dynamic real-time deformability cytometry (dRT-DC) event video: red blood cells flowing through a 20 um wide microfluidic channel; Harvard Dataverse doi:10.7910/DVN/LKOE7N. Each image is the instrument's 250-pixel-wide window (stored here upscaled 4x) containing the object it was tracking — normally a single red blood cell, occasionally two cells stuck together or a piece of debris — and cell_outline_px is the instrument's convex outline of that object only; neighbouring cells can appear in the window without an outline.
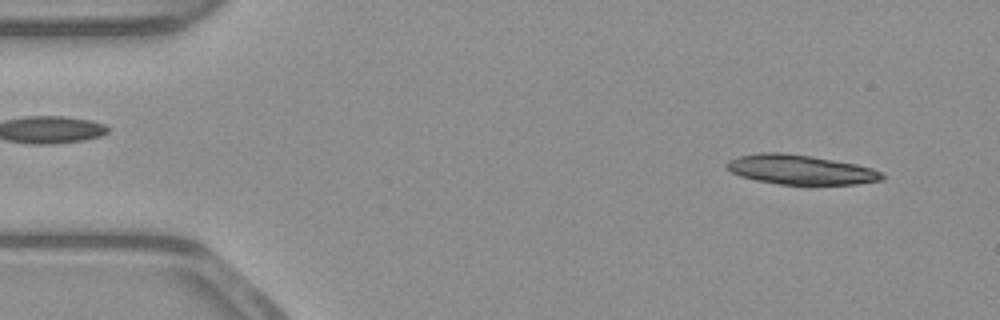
{"species": "common noctule bat (a hibernating species)", "species_latin": "Nyctalus noctula", "temperature_condition": "warm", "stored_images_in_passage": 52, "camera_frame_rate_fps": 3000, "um_per_image_px": 0.085, "animal": {"sex": "male", "body_mass_g": 23.1, "forearm_length_mm": 52.7}, "frame": {"image": 1, "passage_image": 4, "time_ms": 1.0, "image_size_px": [1000, 320], "cell_outline_px": [[884, 180], [856, 184], [808, 188], [780, 184], [756, 180], [740, 176], [732, 172], [724, 164], [728, 160], [740, 156], [764, 152], [780, 152], [812, 156], [856, 164], [872, 168], [880, 172], [884, 176]], "centroid_in_image_um": [68.09, 14.47], "position_along_channel_um": 16.9, "area_um2": 27.69}}
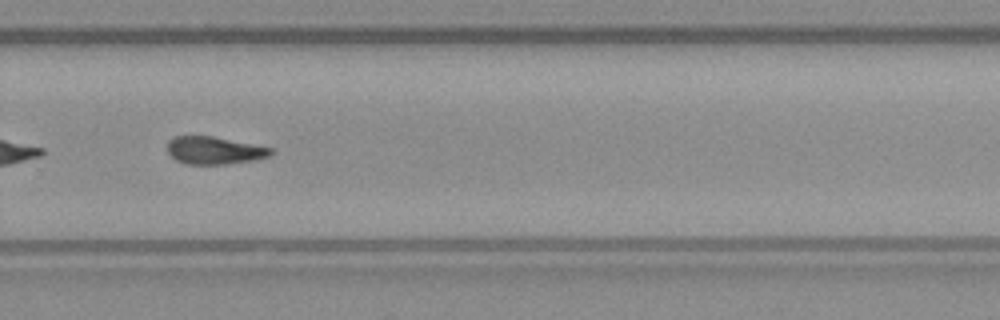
{"frame": {"image": 2, "passage_image": 35, "time_ms": 11.333, "image_size_px": [1000, 320], "cell_outline_px": [[276, 152], [272, 156], [256, 160], [224, 164], [184, 164], [176, 160], [168, 152], [168, 140], [176, 136], [212, 136], [272, 148]], "centroid_in_image_um": [18.26, 12.79], "position_along_channel_um": 311.5, "area_um2": 16.7}}
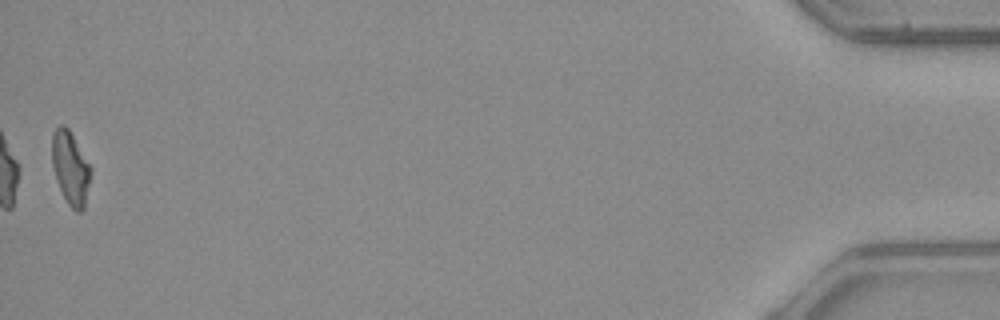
{"frame": {"image": 3, "passage_image": 52, "time_ms": 17.0, "image_size_px": [1000, 320], "cell_outline_px": [[92, 172], [84, 208], [80, 212], [76, 212], [68, 204], [60, 188], [52, 164], [52, 132], [60, 124], [64, 124], [68, 128], [92, 164]], "centroid_in_image_um": [6.03, 14.24], "position_along_channel_um": 429.2, "area_um2": 16.76}, "authors_computed_cell_mechanics": {"area_um2": 17.6579, "velocity_mm_per_s": 3.9067, "shape_relaxation_time_tau1_ms": 6.5039, "shape_relaxation_time_tau2_ms": 6.0345, "deformation_change_tau1": 0.1706, "deformation_change_tau2": 0.1531}}